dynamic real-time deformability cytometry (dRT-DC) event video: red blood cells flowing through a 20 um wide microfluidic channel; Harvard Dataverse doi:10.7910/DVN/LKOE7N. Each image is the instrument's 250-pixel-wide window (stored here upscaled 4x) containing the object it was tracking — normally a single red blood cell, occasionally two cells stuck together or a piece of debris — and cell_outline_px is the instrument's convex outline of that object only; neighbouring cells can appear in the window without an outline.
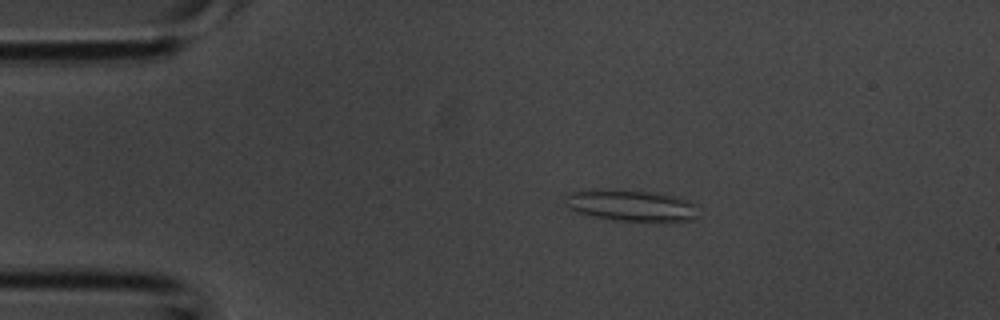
{"species": "common noctule bat (a hibernating species)", "species_latin": "Nyctalus noctula", "temperature_condition": "room temperature", "stored_images_in_passage": 5, "camera_frame_rate_fps": 3000, "um_per_image_px": 0.085, "animal": {"sex": "male", "body_mass_g": 20.1, "forearm_length_mm": 53.5}, "frame": {"image": 1, "passage_image": 3, "time_ms": 0.667, "image_size_px": [1000, 320], "cell_outline_px": [[696, 204], [692, 220], [660, 224], [620, 220], [596, 216], [580, 212], [568, 208], [564, 204], [564, 196], [568, 192], [592, 188], [612, 188], [660, 192], [676, 196], [688, 200]], "centroid_in_image_um": [53.63, 17.45], "position_along_channel_um": 31.4, "area_um2": 25.43}}